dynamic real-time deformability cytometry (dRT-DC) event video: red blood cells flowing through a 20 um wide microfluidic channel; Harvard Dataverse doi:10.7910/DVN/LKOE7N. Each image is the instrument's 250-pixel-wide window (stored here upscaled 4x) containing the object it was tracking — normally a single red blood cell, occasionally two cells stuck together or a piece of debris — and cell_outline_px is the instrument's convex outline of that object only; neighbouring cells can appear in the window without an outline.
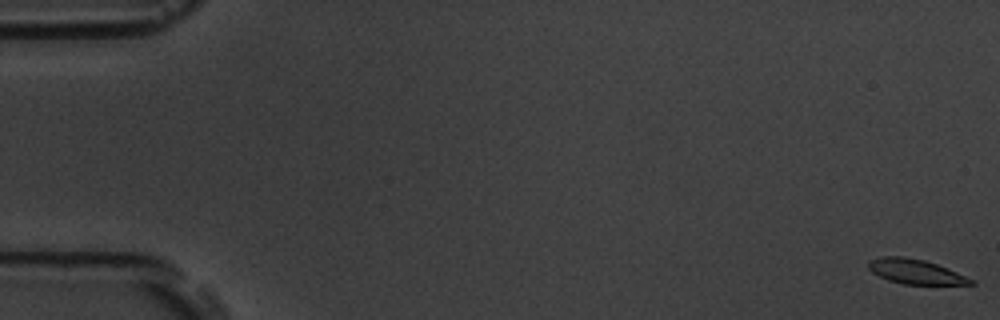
{"species": "common noctule bat (a hibernating species)", "species_latin": "Nyctalus noctula", "temperature_condition": "room temperature", "stored_images_in_passage": 55, "camera_frame_rate_fps": 3000, "um_per_image_px": 0.085, "animal": {"sex": "male", "body_mass_g": 19.5, "forearm_length_mm": 54.6}, "frame": {"image": 1, "passage_image": 1, "time_ms": 0.0, "image_size_px": [1000, 320], "cell_outline_px": [[976, 284], [904, 284], [888, 280], [872, 272], [868, 268], [868, 260], [880, 256], [904, 256], [924, 260], [936, 264], [976, 280]], "centroid_in_image_um": [77.79, 23.07], "position_along_channel_um": 7.2, "area_um2": 14.68}}
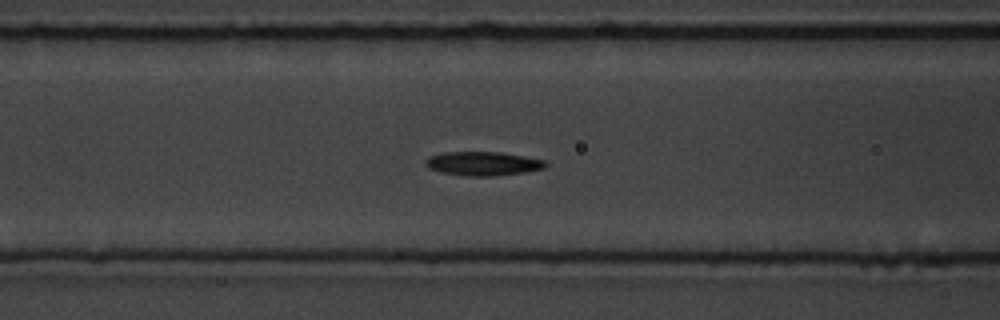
{"frame": {"image": 2, "passage_image": 23, "time_ms": 7.333, "image_size_px": [1000, 320], "cell_outline_px": [[548, 164], [544, 168], [524, 172], [496, 176], [464, 176], [440, 172], [428, 168], [424, 164], [424, 160], [428, 156], [444, 152], [500, 152], [524, 156], [544, 160]], "centroid_in_image_um": [41.0, 13.91], "position_along_channel_um": 125.6, "area_um2": 16.88}}
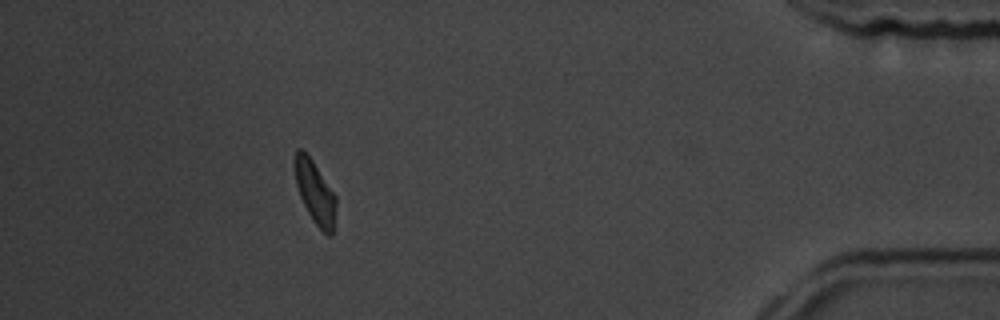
{"frame": {"image": 3, "passage_image": 50, "time_ms": 16.333, "image_size_px": [1000, 320], "cell_outline_px": [[336, 204], [332, 236], [328, 236], [316, 224], [308, 212], [300, 196], [296, 184], [292, 164], [296, 148], [300, 148], [312, 160], [336, 196]], "centroid_in_image_um": [26.75, 16.3], "position_along_channel_um": 408.5, "area_um2": 15.03}, "authors_computed_cell_mechanics": {"area_um2": 16.0684, "velocity_mm_per_s": 3.7438, "shape_relaxation_time_tau1_ms": 6.1442, "shape_relaxation_time_tau2_ms": 10.605, "deformation_change_tau1": 0.1553, "deformation_change_tau2": 0.1682}}